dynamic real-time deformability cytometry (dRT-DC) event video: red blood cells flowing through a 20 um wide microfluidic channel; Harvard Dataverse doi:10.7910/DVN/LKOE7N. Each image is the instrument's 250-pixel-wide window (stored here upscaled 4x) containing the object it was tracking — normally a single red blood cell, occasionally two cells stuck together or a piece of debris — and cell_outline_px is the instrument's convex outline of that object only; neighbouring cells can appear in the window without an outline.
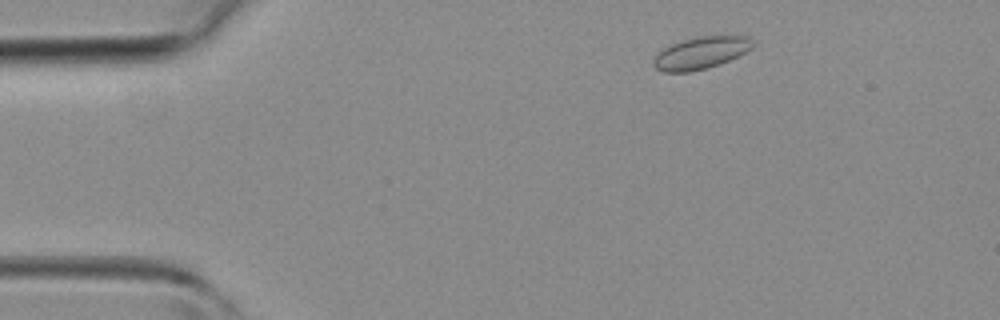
{"species": "common noctule bat (a hibernating species)", "species_latin": "Nyctalus noctula", "temperature_condition": "room temperature", "stored_images_in_passage": 9, "camera_frame_rate_fps": 3000, "um_per_image_px": 0.085, "animal": {"sex": "female", "body_mass_g": 19.3, "forearm_length_mm": 54.1}, "frame": {"image": 1, "passage_image": 3, "time_ms": 0.667, "image_size_px": [1000, 320], "cell_outline_px": [[752, 48], [728, 60], [708, 68], [688, 72], [664, 72], [656, 68], [652, 64], [652, 60], [664, 48], [672, 44], [696, 36], [748, 36], [752, 40]], "centroid_in_image_um": [59.54, 4.5], "position_along_channel_um": 25.5, "area_um2": 18.26}}